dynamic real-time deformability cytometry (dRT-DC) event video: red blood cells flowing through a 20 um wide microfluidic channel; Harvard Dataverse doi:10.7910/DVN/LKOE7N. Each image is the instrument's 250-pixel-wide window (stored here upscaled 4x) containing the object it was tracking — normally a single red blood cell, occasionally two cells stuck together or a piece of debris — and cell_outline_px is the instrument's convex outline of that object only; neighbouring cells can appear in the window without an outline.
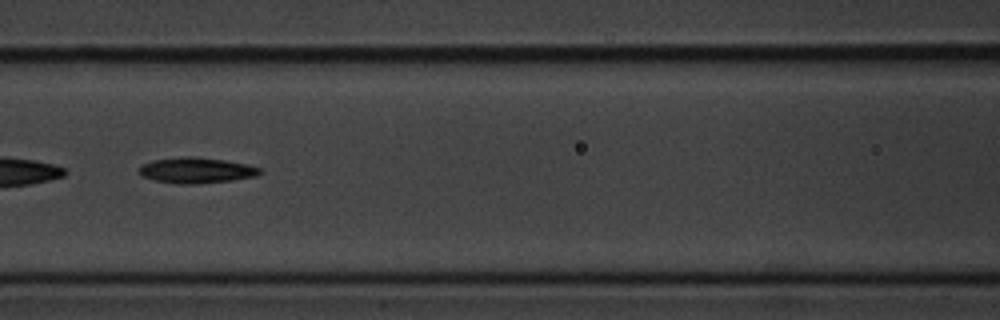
{"species": "common noctule bat (a hibernating species)", "species_latin": "Nyctalus noctula", "temperature_condition": "cold", "stored_images_in_passage": 53, "camera_frame_rate_fps": 3000, "um_per_image_px": 0.085, "animal": {"sex": "male", "body_mass_g": 20.1, "forearm_length_mm": 53.5}, "frame": {"image": 1, "passage_image": 23, "time_ms": 7.333, "image_size_px": [1000, 320], "cell_outline_px": [[264, 172], [256, 176], [232, 180], [196, 184], [176, 184], [156, 180], [144, 176], [140, 172], [140, 168], [144, 164], [152, 160], [180, 156], [196, 156], [224, 160], [248, 164], [260, 168]], "centroid_in_image_um": [16.74, 14.47], "position_along_channel_um": 149.9, "area_um2": 18.09}, "authors_computed_cell_mechanics": {"area_um2": 18.0914, "velocity_mm_per_s": 3.6169, "shape_relaxation_time_tau1_ms": 3.657, "shape_relaxation_time_tau2_ms": null, "deformation_change_tau1": 0.12, "deformation_change_tau2": null}}